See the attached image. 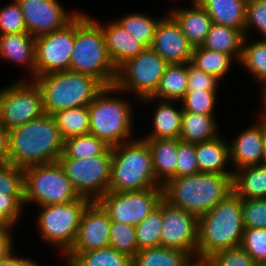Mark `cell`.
<instances>
[{
	"instance_id": "17",
	"label": "cell",
	"mask_w": 266,
	"mask_h": 266,
	"mask_svg": "<svg viewBox=\"0 0 266 266\" xmlns=\"http://www.w3.org/2000/svg\"><path fill=\"white\" fill-rule=\"evenodd\" d=\"M111 220L97 201L85 209L74 244L65 254H81L109 246Z\"/></svg>"
},
{
	"instance_id": "15",
	"label": "cell",
	"mask_w": 266,
	"mask_h": 266,
	"mask_svg": "<svg viewBox=\"0 0 266 266\" xmlns=\"http://www.w3.org/2000/svg\"><path fill=\"white\" fill-rule=\"evenodd\" d=\"M199 218L162 199L161 246L197 258Z\"/></svg>"
},
{
	"instance_id": "38",
	"label": "cell",
	"mask_w": 266,
	"mask_h": 266,
	"mask_svg": "<svg viewBox=\"0 0 266 266\" xmlns=\"http://www.w3.org/2000/svg\"><path fill=\"white\" fill-rule=\"evenodd\" d=\"M162 200L141 223L136 227L138 251L145 248L161 246Z\"/></svg>"
},
{
	"instance_id": "51",
	"label": "cell",
	"mask_w": 266,
	"mask_h": 266,
	"mask_svg": "<svg viewBox=\"0 0 266 266\" xmlns=\"http://www.w3.org/2000/svg\"><path fill=\"white\" fill-rule=\"evenodd\" d=\"M9 130L0 123V163L8 162Z\"/></svg>"
},
{
	"instance_id": "12",
	"label": "cell",
	"mask_w": 266,
	"mask_h": 266,
	"mask_svg": "<svg viewBox=\"0 0 266 266\" xmlns=\"http://www.w3.org/2000/svg\"><path fill=\"white\" fill-rule=\"evenodd\" d=\"M44 114L42 91L35 80H17L0 90V123L8 130Z\"/></svg>"
},
{
	"instance_id": "28",
	"label": "cell",
	"mask_w": 266,
	"mask_h": 266,
	"mask_svg": "<svg viewBox=\"0 0 266 266\" xmlns=\"http://www.w3.org/2000/svg\"><path fill=\"white\" fill-rule=\"evenodd\" d=\"M244 38L239 29L213 23L202 47L229 55L240 62Z\"/></svg>"
},
{
	"instance_id": "50",
	"label": "cell",
	"mask_w": 266,
	"mask_h": 266,
	"mask_svg": "<svg viewBox=\"0 0 266 266\" xmlns=\"http://www.w3.org/2000/svg\"><path fill=\"white\" fill-rule=\"evenodd\" d=\"M0 266H40L35 261L28 258L16 257L13 250L0 261Z\"/></svg>"
},
{
	"instance_id": "49",
	"label": "cell",
	"mask_w": 266,
	"mask_h": 266,
	"mask_svg": "<svg viewBox=\"0 0 266 266\" xmlns=\"http://www.w3.org/2000/svg\"><path fill=\"white\" fill-rule=\"evenodd\" d=\"M220 79L216 76L205 73L188 63V87L187 91L206 90L217 91Z\"/></svg>"
},
{
	"instance_id": "32",
	"label": "cell",
	"mask_w": 266,
	"mask_h": 266,
	"mask_svg": "<svg viewBox=\"0 0 266 266\" xmlns=\"http://www.w3.org/2000/svg\"><path fill=\"white\" fill-rule=\"evenodd\" d=\"M193 258L184 251L164 246L139 250L133 266H186Z\"/></svg>"
},
{
	"instance_id": "47",
	"label": "cell",
	"mask_w": 266,
	"mask_h": 266,
	"mask_svg": "<svg viewBox=\"0 0 266 266\" xmlns=\"http://www.w3.org/2000/svg\"><path fill=\"white\" fill-rule=\"evenodd\" d=\"M256 28L266 39V0H247L244 36L250 28Z\"/></svg>"
},
{
	"instance_id": "30",
	"label": "cell",
	"mask_w": 266,
	"mask_h": 266,
	"mask_svg": "<svg viewBox=\"0 0 266 266\" xmlns=\"http://www.w3.org/2000/svg\"><path fill=\"white\" fill-rule=\"evenodd\" d=\"M215 114H199L183 111L179 139L201 143L219 136Z\"/></svg>"
},
{
	"instance_id": "11",
	"label": "cell",
	"mask_w": 266,
	"mask_h": 266,
	"mask_svg": "<svg viewBox=\"0 0 266 266\" xmlns=\"http://www.w3.org/2000/svg\"><path fill=\"white\" fill-rule=\"evenodd\" d=\"M67 178L80 197L98 201L108 192L111 178V147L87 159H59Z\"/></svg>"
},
{
	"instance_id": "27",
	"label": "cell",
	"mask_w": 266,
	"mask_h": 266,
	"mask_svg": "<svg viewBox=\"0 0 266 266\" xmlns=\"http://www.w3.org/2000/svg\"><path fill=\"white\" fill-rule=\"evenodd\" d=\"M233 191L241 199L266 198V167L252 165L234 170Z\"/></svg>"
},
{
	"instance_id": "31",
	"label": "cell",
	"mask_w": 266,
	"mask_h": 266,
	"mask_svg": "<svg viewBox=\"0 0 266 266\" xmlns=\"http://www.w3.org/2000/svg\"><path fill=\"white\" fill-rule=\"evenodd\" d=\"M64 256L66 266H133L132 258L111 246Z\"/></svg>"
},
{
	"instance_id": "19",
	"label": "cell",
	"mask_w": 266,
	"mask_h": 266,
	"mask_svg": "<svg viewBox=\"0 0 266 266\" xmlns=\"http://www.w3.org/2000/svg\"><path fill=\"white\" fill-rule=\"evenodd\" d=\"M246 128L229 142L230 163L235 170L252 165H260L266 140V118Z\"/></svg>"
},
{
	"instance_id": "42",
	"label": "cell",
	"mask_w": 266,
	"mask_h": 266,
	"mask_svg": "<svg viewBox=\"0 0 266 266\" xmlns=\"http://www.w3.org/2000/svg\"><path fill=\"white\" fill-rule=\"evenodd\" d=\"M240 246L259 265L266 264V229L245 228Z\"/></svg>"
},
{
	"instance_id": "1",
	"label": "cell",
	"mask_w": 266,
	"mask_h": 266,
	"mask_svg": "<svg viewBox=\"0 0 266 266\" xmlns=\"http://www.w3.org/2000/svg\"><path fill=\"white\" fill-rule=\"evenodd\" d=\"M63 146L64 139L54 117L45 113L9 130L8 162L22 169L57 162Z\"/></svg>"
},
{
	"instance_id": "23",
	"label": "cell",
	"mask_w": 266,
	"mask_h": 266,
	"mask_svg": "<svg viewBox=\"0 0 266 266\" xmlns=\"http://www.w3.org/2000/svg\"><path fill=\"white\" fill-rule=\"evenodd\" d=\"M220 136L196 143V159L199 172L233 174V170L228 171L225 168L230 162L229 143Z\"/></svg>"
},
{
	"instance_id": "33",
	"label": "cell",
	"mask_w": 266,
	"mask_h": 266,
	"mask_svg": "<svg viewBox=\"0 0 266 266\" xmlns=\"http://www.w3.org/2000/svg\"><path fill=\"white\" fill-rule=\"evenodd\" d=\"M62 138L89 134L88 106L74 107L56 112L52 115Z\"/></svg>"
},
{
	"instance_id": "5",
	"label": "cell",
	"mask_w": 266,
	"mask_h": 266,
	"mask_svg": "<svg viewBox=\"0 0 266 266\" xmlns=\"http://www.w3.org/2000/svg\"><path fill=\"white\" fill-rule=\"evenodd\" d=\"M111 178L108 191H139L163 188L156 179L152 153L144 139L111 147Z\"/></svg>"
},
{
	"instance_id": "48",
	"label": "cell",
	"mask_w": 266,
	"mask_h": 266,
	"mask_svg": "<svg viewBox=\"0 0 266 266\" xmlns=\"http://www.w3.org/2000/svg\"><path fill=\"white\" fill-rule=\"evenodd\" d=\"M25 205L24 196H12L0 193V218L10 227L13 228L19 221L22 208Z\"/></svg>"
},
{
	"instance_id": "24",
	"label": "cell",
	"mask_w": 266,
	"mask_h": 266,
	"mask_svg": "<svg viewBox=\"0 0 266 266\" xmlns=\"http://www.w3.org/2000/svg\"><path fill=\"white\" fill-rule=\"evenodd\" d=\"M151 150L153 169L156 179L164 185L169 179L176 178L178 139H144Z\"/></svg>"
},
{
	"instance_id": "25",
	"label": "cell",
	"mask_w": 266,
	"mask_h": 266,
	"mask_svg": "<svg viewBox=\"0 0 266 266\" xmlns=\"http://www.w3.org/2000/svg\"><path fill=\"white\" fill-rule=\"evenodd\" d=\"M214 24L239 29L244 33L247 0H197Z\"/></svg>"
},
{
	"instance_id": "40",
	"label": "cell",
	"mask_w": 266,
	"mask_h": 266,
	"mask_svg": "<svg viewBox=\"0 0 266 266\" xmlns=\"http://www.w3.org/2000/svg\"><path fill=\"white\" fill-rule=\"evenodd\" d=\"M217 91L195 90L186 91L185 96L179 101L183 111L213 114L216 104Z\"/></svg>"
},
{
	"instance_id": "29",
	"label": "cell",
	"mask_w": 266,
	"mask_h": 266,
	"mask_svg": "<svg viewBox=\"0 0 266 266\" xmlns=\"http://www.w3.org/2000/svg\"><path fill=\"white\" fill-rule=\"evenodd\" d=\"M179 101L162 100L156 106L153 117V131L142 139H178L181 133L182 107L177 110L172 103Z\"/></svg>"
},
{
	"instance_id": "46",
	"label": "cell",
	"mask_w": 266,
	"mask_h": 266,
	"mask_svg": "<svg viewBox=\"0 0 266 266\" xmlns=\"http://www.w3.org/2000/svg\"><path fill=\"white\" fill-rule=\"evenodd\" d=\"M176 178L199 173L196 159V144L179 139Z\"/></svg>"
},
{
	"instance_id": "45",
	"label": "cell",
	"mask_w": 266,
	"mask_h": 266,
	"mask_svg": "<svg viewBox=\"0 0 266 266\" xmlns=\"http://www.w3.org/2000/svg\"><path fill=\"white\" fill-rule=\"evenodd\" d=\"M242 215L245 228L266 229V198L242 199Z\"/></svg>"
},
{
	"instance_id": "20",
	"label": "cell",
	"mask_w": 266,
	"mask_h": 266,
	"mask_svg": "<svg viewBox=\"0 0 266 266\" xmlns=\"http://www.w3.org/2000/svg\"><path fill=\"white\" fill-rule=\"evenodd\" d=\"M191 3V8H173L170 15L181 27L182 33L187 37L189 44L196 48L203 45L213 22L208 12L197 0Z\"/></svg>"
},
{
	"instance_id": "37",
	"label": "cell",
	"mask_w": 266,
	"mask_h": 266,
	"mask_svg": "<svg viewBox=\"0 0 266 266\" xmlns=\"http://www.w3.org/2000/svg\"><path fill=\"white\" fill-rule=\"evenodd\" d=\"M161 18L155 19L142 13H131L116 20L144 48H150L155 35V29Z\"/></svg>"
},
{
	"instance_id": "9",
	"label": "cell",
	"mask_w": 266,
	"mask_h": 266,
	"mask_svg": "<svg viewBox=\"0 0 266 266\" xmlns=\"http://www.w3.org/2000/svg\"><path fill=\"white\" fill-rule=\"evenodd\" d=\"M91 202L80 197L64 204L41 206L37 217L41 239L59 247L64 255L74 244L82 215Z\"/></svg>"
},
{
	"instance_id": "16",
	"label": "cell",
	"mask_w": 266,
	"mask_h": 266,
	"mask_svg": "<svg viewBox=\"0 0 266 266\" xmlns=\"http://www.w3.org/2000/svg\"><path fill=\"white\" fill-rule=\"evenodd\" d=\"M23 13L27 32L33 37L66 27L79 11L68 14L58 0H16Z\"/></svg>"
},
{
	"instance_id": "54",
	"label": "cell",
	"mask_w": 266,
	"mask_h": 266,
	"mask_svg": "<svg viewBox=\"0 0 266 266\" xmlns=\"http://www.w3.org/2000/svg\"><path fill=\"white\" fill-rule=\"evenodd\" d=\"M261 96L263 98V103H264V112H262V114H260L262 118H266V83L261 87Z\"/></svg>"
},
{
	"instance_id": "43",
	"label": "cell",
	"mask_w": 266,
	"mask_h": 266,
	"mask_svg": "<svg viewBox=\"0 0 266 266\" xmlns=\"http://www.w3.org/2000/svg\"><path fill=\"white\" fill-rule=\"evenodd\" d=\"M27 32L23 13L16 0L0 9V35Z\"/></svg>"
},
{
	"instance_id": "53",
	"label": "cell",
	"mask_w": 266,
	"mask_h": 266,
	"mask_svg": "<svg viewBox=\"0 0 266 266\" xmlns=\"http://www.w3.org/2000/svg\"><path fill=\"white\" fill-rule=\"evenodd\" d=\"M186 266H213L207 258H193Z\"/></svg>"
},
{
	"instance_id": "7",
	"label": "cell",
	"mask_w": 266,
	"mask_h": 266,
	"mask_svg": "<svg viewBox=\"0 0 266 266\" xmlns=\"http://www.w3.org/2000/svg\"><path fill=\"white\" fill-rule=\"evenodd\" d=\"M114 92H119L115 85L105 86L88 105L89 134L109 147L129 141L133 134L130 101L111 95Z\"/></svg>"
},
{
	"instance_id": "3",
	"label": "cell",
	"mask_w": 266,
	"mask_h": 266,
	"mask_svg": "<svg viewBox=\"0 0 266 266\" xmlns=\"http://www.w3.org/2000/svg\"><path fill=\"white\" fill-rule=\"evenodd\" d=\"M232 177L199 172L172 178L163 185V198L199 218L233 191Z\"/></svg>"
},
{
	"instance_id": "39",
	"label": "cell",
	"mask_w": 266,
	"mask_h": 266,
	"mask_svg": "<svg viewBox=\"0 0 266 266\" xmlns=\"http://www.w3.org/2000/svg\"><path fill=\"white\" fill-rule=\"evenodd\" d=\"M135 232V226L111 221L109 246L133 259L138 252Z\"/></svg>"
},
{
	"instance_id": "26",
	"label": "cell",
	"mask_w": 266,
	"mask_h": 266,
	"mask_svg": "<svg viewBox=\"0 0 266 266\" xmlns=\"http://www.w3.org/2000/svg\"><path fill=\"white\" fill-rule=\"evenodd\" d=\"M187 87L188 63L168 64L156 92L152 96L140 100L144 103L158 99L180 101L185 96Z\"/></svg>"
},
{
	"instance_id": "36",
	"label": "cell",
	"mask_w": 266,
	"mask_h": 266,
	"mask_svg": "<svg viewBox=\"0 0 266 266\" xmlns=\"http://www.w3.org/2000/svg\"><path fill=\"white\" fill-rule=\"evenodd\" d=\"M109 146L92 134L73 136L64 140L59 159H87L101 155Z\"/></svg>"
},
{
	"instance_id": "8",
	"label": "cell",
	"mask_w": 266,
	"mask_h": 266,
	"mask_svg": "<svg viewBox=\"0 0 266 266\" xmlns=\"http://www.w3.org/2000/svg\"><path fill=\"white\" fill-rule=\"evenodd\" d=\"M24 203L39 206L64 204L80 196L57 162L24 168Z\"/></svg>"
},
{
	"instance_id": "34",
	"label": "cell",
	"mask_w": 266,
	"mask_h": 266,
	"mask_svg": "<svg viewBox=\"0 0 266 266\" xmlns=\"http://www.w3.org/2000/svg\"><path fill=\"white\" fill-rule=\"evenodd\" d=\"M231 56L202 46L193 48L191 64L205 73L212 74L222 80L232 65Z\"/></svg>"
},
{
	"instance_id": "6",
	"label": "cell",
	"mask_w": 266,
	"mask_h": 266,
	"mask_svg": "<svg viewBox=\"0 0 266 266\" xmlns=\"http://www.w3.org/2000/svg\"><path fill=\"white\" fill-rule=\"evenodd\" d=\"M34 80L42 91L44 112L49 115L88 106L105 87L93 76L70 70L44 74Z\"/></svg>"
},
{
	"instance_id": "10",
	"label": "cell",
	"mask_w": 266,
	"mask_h": 266,
	"mask_svg": "<svg viewBox=\"0 0 266 266\" xmlns=\"http://www.w3.org/2000/svg\"><path fill=\"white\" fill-rule=\"evenodd\" d=\"M167 65L151 47L145 48L118 68L115 86L119 93L131 92L139 100L152 96L159 87Z\"/></svg>"
},
{
	"instance_id": "14",
	"label": "cell",
	"mask_w": 266,
	"mask_h": 266,
	"mask_svg": "<svg viewBox=\"0 0 266 266\" xmlns=\"http://www.w3.org/2000/svg\"><path fill=\"white\" fill-rule=\"evenodd\" d=\"M75 39V19L63 29L35 38V78L69 70Z\"/></svg>"
},
{
	"instance_id": "21",
	"label": "cell",
	"mask_w": 266,
	"mask_h": 266,
	"mask_svg": "<svg viewBox=\"0 0 266 266\" xmlns=\"http://www.w3.org/2000/svg\"><path fill=\"white\" fill-rule=\"evenodd\" d=\"M96 22L102 28L109 56L117 69L145 49L117 21L110 22L106 26H102L98 21Z\"/></svg>"
},
{
	"instance_id": "56",
	"label": "cell",
	"mask_w": 266,
	"mask_h": 266,
	"mask_svg": "<svg viewBox=\"0 0 266 266\" xmlns=\"http://www.w3.org/2000/svg\"><path fill=\"white\" fill-rule=\"evenodd\" d=\"M8 229H10V227L7 224H0V236Z\"/></svg>"
},
{
	"instance_id": "57",
	"label": "cell",
	"mask_w": 266,
	"mask_h": 266,
	"mask_svg": "<svg viewBox=\"0 0 266 266\" xmlns=\"http://www.w3.org/2000/svg\"><path fill=\"white\" fill-rule=\"evenodd\" d=\"M0 224H6V223L0 218Z\"/></svg>"
},
{
	"instance_id": "44",
	"label": "cell",
	"mask_w": 266,
	"mask_h": 266,
	"mask_svg": "<svg viewBox=\"0 0 266 266\" xmlns=\"http://www.w3.org/2000/svg\"><path fill=\"white\" fill-rule=\"evenodd\" d=\"M207 259L213 266H259L241 246L217 251Z\"/></svg>"
},
{
	"instance_id": "52",
	"label": "cell",
	"mask_w": 266,
	"mask_h": 266,
	"mask_svg": "<svg viewBox=\"0 0 266 266\" xmlns=\"http://www.w3.org/2000/svg\"><path fill=\"white\" fill-rule=\"evenodd\" d=\"M12 228L6 230L0 236V261L4 259L13 250V240L11 234Z\"/></svg>"
},
{
	"instance_id": "55",
	"label": "cell",
	"mask_w": 266,
	"mask_h": 266,
	"mask_svg": "<svg viewBox=\"0 0 266 266\" xmlns=\"http://www.w3.org/2000/svg\"><path fill=\"white\" fill-rule=\"evenodd\" d=\"M261 165L266 167V140H265V144H264V150H263V157L261 160Z\"/></svg>"
},
{
	"instance_id": "22",
	"label": "cell",
	"mask_w": 266,
	"mask_h": 266,
	"mask_svg": "<svg viewBox=\"0 0 266 266\" xmlns=\"http://www.w3.org/2000/svg\"><path fill=\"white\" fill-rule=\"evenodd\" d=\"M27 66L35 79V37L28 32L0 35V58Z\"/></svg>"
},
{
	"instance_id": "35",
	"label": "cell",
	"mask_w": 266,
	"mask_h": 266,
	"mask_svg": "<svg viewBox=\"0 0 266 266\" xmlns=\"http://www.w3.org/2000/svg\"><path fill=\"white\" fill-rule=\"evenodd\" d=\"M248 40V37L244 38L239 63L253 75L260 86H263L266 83V39L252 41L249 45Z\"/></svg>"
},
{
	"instance_id": "41",
	"label": "cell",
	"mask_w": 266,
	"mask_h": 266,
	"mask_svg": "<svg viewBox=\"0 0 266 266\" xmlns=\"http://www.w3.org/2000/svg\"><path fill=\"white\" fill-rule=\"evenodd\" d=\"M24 196V170L10 162L0 163V193Z\"/></svg>"
},
{
	"instance_id": "18",
	"label": "cell",
	"mask_w": 266,
	"mask_h": 266,
	"mask_svg": "<svg viewBox=\"0 0 266 266\" xmlns=\"http://www.w3.org/2000/svg\"><path fill=\"white\" fill-rule=\"evenodd\" d=\"M151 48L168 64L191 62L193 47L170 14L158 22Z\"/></svg>"
},
{
	"instance_id": "13",
	"label": "cell",
	"mask_w": 266,
	"mask_h": 266,
	"mask_svg": "<svg viewBox=\"0 0 266 266\" xmlns=\"http://www.w3.org/2000/svg\"><path fill=\"white\" fill-rule=\"evenodd\" d=\"M163 199V188L139 191H108L97 202L111 221L137 226Z\"/></svg>"
},
{
	"instance_id": "2",
	"label": "cell",
	"mask_w": 266,
	"mask_h": 266,
	"mask_svg": "<svg viewBox=\"0 0 266 266\" xmlns=\"http://www.w3.org/2000/svg\"><path fill=\"white\" fill-rule=\"evenodd\" d=\"M242 199L232 191L199 217L197 258L241 245L244 233Z\"/></svg>"
},
{
	"instance_id": "4",
	"label": "cell",
	"mask_w": 266,
	"mask_h": 266,
	"mask_svg": "<svg viewBox=\"0 0 266 266\" xmlns=\"http://www.w3.org/2000/svg\"><path fill=\"white\" fill-rule=\"evenodd\" d=\"M83 13L75 18V39L69 70L93 76L104 86L115 85L117 68L105 44L101 26Z\"/></svg>"
}]
</instances>
